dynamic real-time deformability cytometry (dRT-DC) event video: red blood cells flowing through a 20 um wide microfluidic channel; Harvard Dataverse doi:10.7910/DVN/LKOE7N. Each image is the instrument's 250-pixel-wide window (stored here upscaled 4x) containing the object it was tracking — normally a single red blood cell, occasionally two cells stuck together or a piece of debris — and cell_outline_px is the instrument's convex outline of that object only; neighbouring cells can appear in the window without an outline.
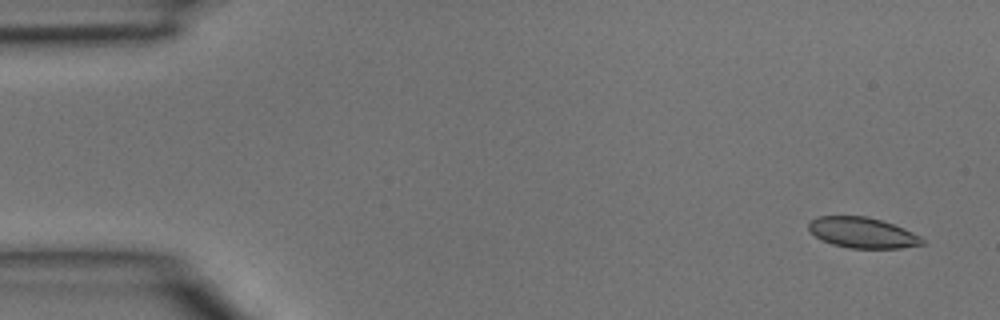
{"species": "common noctule bat (a hibernating species)", "species_latin": "Nyctalus noctula", "temperature_condition": "room temperature", "stored_images_in_passage": 3, "camera_frame_rate_fps": 3000, "um_per_image_px": 0.085, "animal": {"sex": "male", "body_mass_g": 15.6}, "frame": {"image": 1, "passage_image": 1, "time_ms": 0.0, "image_size_px": [1000, 320], "cell_outline_px": [[924, 244], [900, 248], [848, 248], [832, 244], [816, 236], [808, 228], [808, 220], [816, 216], [868, 216], [904, 228], [920, 236], [924, 240]], "centroid_in_image_um": [73.29, 19.77], "position_along_channel_um": 11.7, "area_um2": 20.23}}